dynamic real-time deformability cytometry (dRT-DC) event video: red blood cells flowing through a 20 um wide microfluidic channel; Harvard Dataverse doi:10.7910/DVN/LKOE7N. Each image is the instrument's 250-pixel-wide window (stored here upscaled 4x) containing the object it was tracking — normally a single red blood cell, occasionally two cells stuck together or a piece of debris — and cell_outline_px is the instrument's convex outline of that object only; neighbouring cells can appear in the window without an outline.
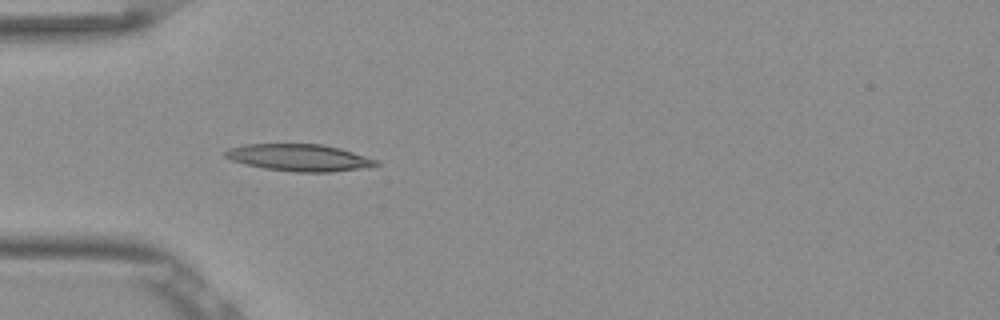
{"species": "Egyptian fruit bat (a non-hibernating species)", "species_latin": "Rousettus aegyptiacus", "temperature_condition": "room temperature", "stored_images_in_passage": 37, "camera_frame_rate_fps": 3000, "um_per_image_px": 0.085, "frame": {"image": 1, "passage_image": 1, "time_ms": 0.0, "image_size_px": [1000, 320], "cell_outline_px": [[380, 164], [368, 168], [332, 172], [296, 172], [264, 168], [244, 164], [232, 160], [224, 156], [224, 152], [228, 148], [244, 144], [320, 144], [340, 148], [376, 160]], "centroid_in_image_um": [25.42, 13.4], "position_along_channel_um": 59.6, "area_um2": 23.7}}
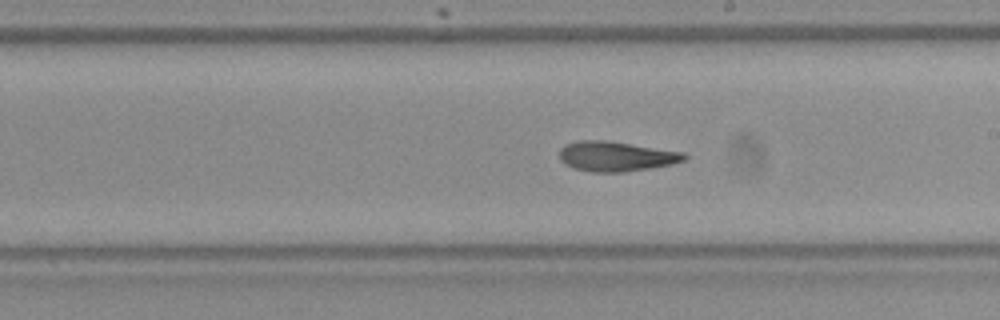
{"frame": {"image": 2, "passage_image": 15, "time_ms": 4.667, "image_size_px": [1000, 320], "cell_outline_px": [[688, 156], [684, 160], [672, 164], [624, 172], [592, 172], [576, 168], [564, 164], [560, 160], [560, 148], [564, 144], [580, 140], [608, 140], [684, 152]], "centroid_in_image_um": [52.35, 13.28], "position_along_channel_um": 236.6, "area_um2": 21.79}}
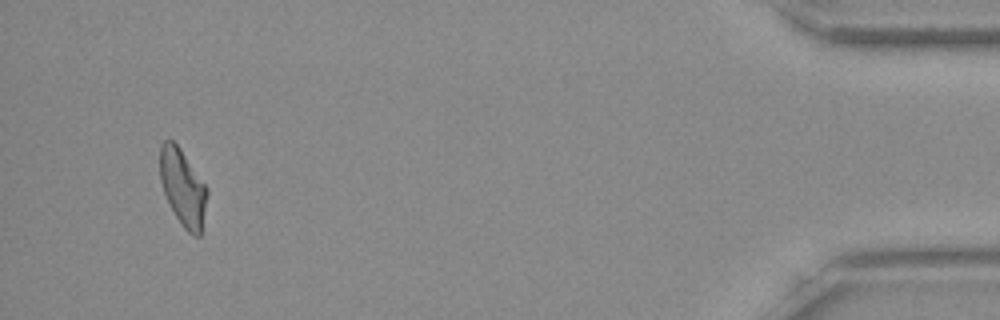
{"frame": {"image": 3, "passage_image": 35, "time_ms": 11.333, "image_size_px": [1000, 320], "cell_outline_px": [[208, 196], [200, 236], [192, 236], [184, 228], [176, 216], [164, 192], [160, 180], [160, 144], [164, 140], [172, 140], [180, 148], [208, 188]], "centroid_in_image_um": [15.55, 15.94], "position_along_channel_um": 419.6, "area_um2": 20.92}, "authors_computed_cell_mechanics": {"area_um2": 21.5016, "velocity_mm_per_s": 3.8608, "shape_relaxation_time_tau1_ms": 5.2974, "shape_relaxation_time_tau2_ms": 2.8914, "deformation_change_tau1": 0.1886, "deformation_change_tau2": 0.1268}}